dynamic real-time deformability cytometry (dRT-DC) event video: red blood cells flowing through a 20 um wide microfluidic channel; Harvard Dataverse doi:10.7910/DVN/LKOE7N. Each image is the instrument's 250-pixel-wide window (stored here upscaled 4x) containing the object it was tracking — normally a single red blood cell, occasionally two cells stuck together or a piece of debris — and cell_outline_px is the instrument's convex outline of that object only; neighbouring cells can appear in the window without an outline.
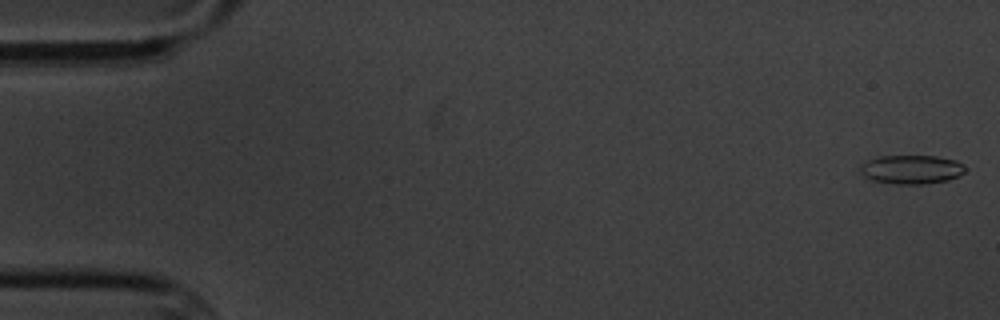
{"species": "common noctule bat (a hibernating species)", "species_latin": "Nyctalus noctula", "temperature_condition": "cold", "stored_images_in_passage": 10, "camera_frame_rate_fps": 3000, "um_per_image_px": 0.085, "animal": {"sex": "male", "body_mass_g": 20.1, "forearm_length_mm": 53.5}, "frame": {"image": 1, "passage_image": 1, "time_ms": 0.0, "image_size_px": [1000, 320], "cell_outline_px": [[964, 172], [948, 180], [924, 184], [896, 184], [872, 180], [864, 176], [860, 172], [860, 168], [868, 160], [880, 156], [936, 156], [956, 160], [964, 168]], "centroid_in_image_um": [77.45, 14.4], "position_along_channel_um": 7.6, "area_um2": 17.4}}
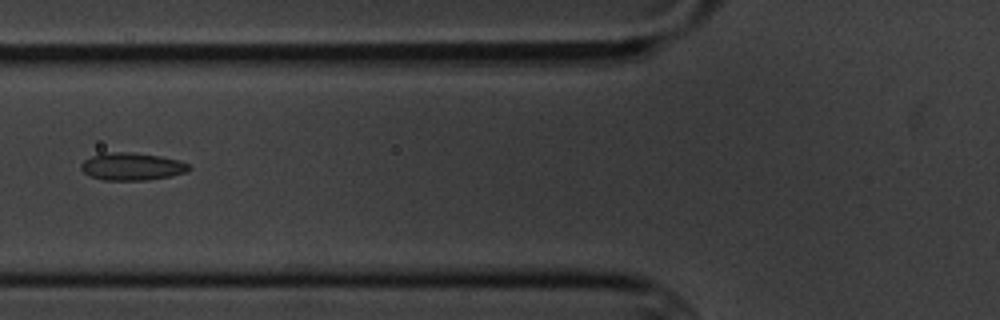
{"frame": {"image": 2, "passage_image": 7, "time_ms": 7.0, "image_size_px": [1000, 320], "cell_outline_px": [[192, 168], [188, 172], [172, 176], [148, 180], [104, 180], [88, 176], [80, 168], [80, 164], [84, 160], [92, 156], [104, 152], [132, 152], [160, 156], [180, 160], [188, 164]], "centroid_in_image_um": [11.23, 14.15], "position_along_channel_um": 114.6, "area_um2": 17.57}}
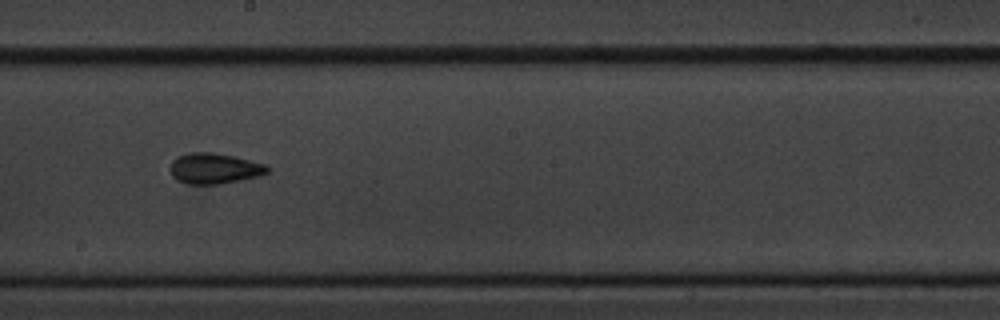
{"frame": {"image": 3, "passage_image": 10, "time_ms": 10.333, "image_size_px": [1000, 320], "cell_outline_px": [[268, 172], [256, 176], [240, 180], [220, 184], [188, 184], [172, 176], [172, 160], [176, 156], [188, 152], [212, 152], [232, 156], [264, 164], [268, 168]], "centroid_in_image_um": [18.19, 14.31], "position_along_channel_um": 230.0, "area_um2": 16.99}}